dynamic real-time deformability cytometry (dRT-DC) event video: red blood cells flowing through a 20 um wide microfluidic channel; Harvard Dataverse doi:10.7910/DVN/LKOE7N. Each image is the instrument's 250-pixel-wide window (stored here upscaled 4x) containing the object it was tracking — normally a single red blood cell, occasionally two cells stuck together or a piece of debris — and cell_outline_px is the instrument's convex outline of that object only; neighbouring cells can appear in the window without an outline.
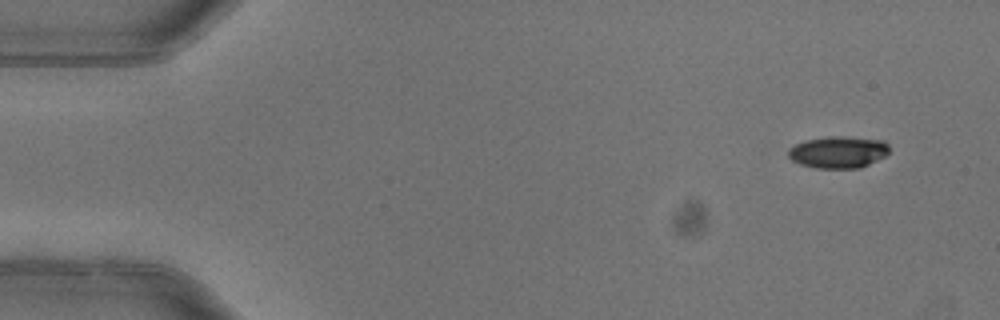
{"species": "common noctule bat (a hibernating species)", "species_latin": "Nyctalus noctula", "temperature_condition": "warm", "stored_images_in_passage": 4, "camera_frame_rate_fps": 3000, "um_per_image_px": 0.085, "animal": {"sex": "female"}, "frame": {"image": 1, "passage_image": 1, "time_ms": 0.0, "image_size_px": [1000, 320], "cell_outline_px": [[888, 152], [884, 156], [860, 168], [816, 168], [800, 164], [792, 160], [788, 156], [788, 148], [804, 140], [832, 136], [844, 136], [884, 140], [888, 144]], "centroid_in_image_um": [71.23, 12.92], "position_along_channel_um": 13.8, "area_um2": 18.73}}
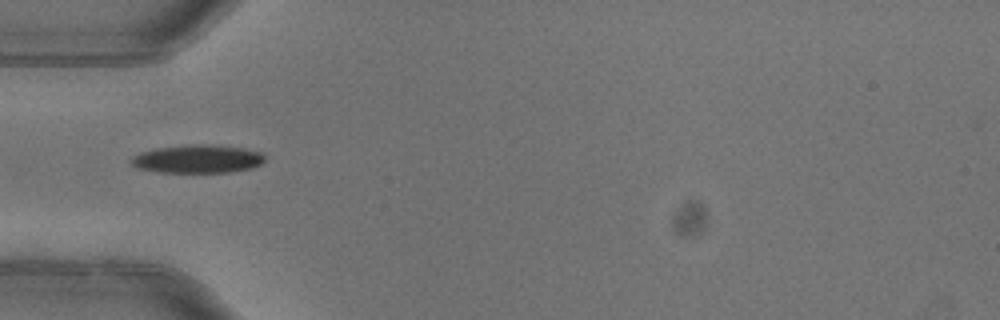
{"frame": {"image": 2, "passage_image": 4, "time_ms": 1.0, "image_size_px": [1000, 320], "cell_outline_px": [[264, 160], [260, 164], [248, 168], [228, 172], [160, 172], [140, 168], [132, 164], [132, 156], [140, 152], [156, 148], [184, 144], [208, 144], [244, 148], [264, 152]], "centroid_in_image_um": [16.8, 13.49], "position_along_channel_um": 68.2, "area_um2": 21.91}}